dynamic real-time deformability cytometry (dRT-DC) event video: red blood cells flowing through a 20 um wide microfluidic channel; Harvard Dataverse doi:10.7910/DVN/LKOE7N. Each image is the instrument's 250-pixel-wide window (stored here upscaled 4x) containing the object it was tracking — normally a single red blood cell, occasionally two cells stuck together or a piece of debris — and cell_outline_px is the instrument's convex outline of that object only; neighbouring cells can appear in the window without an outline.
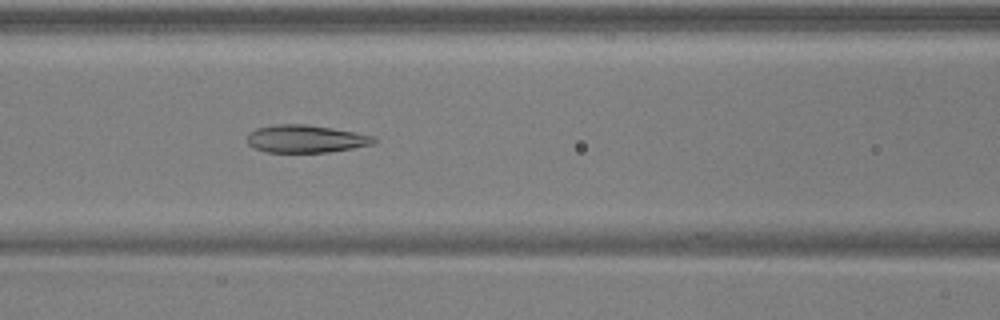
{"species": "common noctule bat (a hibernating species)", "species_latin": "Nyctalus noctula", "temperature_condition": "warm", "stored_images_in_passage": 30, "camera_frame_rate_fps": 3000, "um_per_image_px": 0.085, "animal": {"sex": "male", "body_mass_g": 17.9, "forearm_length_mm": 54.2}, "frame": {"image": 1, "passage_image": 15, "time_ms": 4.667, "image_size_px": [1000, 320], "cell_outline_px": [[376, 140], [372, 144], [352, 148], [328, 152], [268, 152], [256, 148], [248, 144], [248, 136], [256, 128], [276, 124], [304, 124], [332, 128], [376, 136]], "centroid_in_image_um": [26.01, 11.8], "position_along_channel_um": 140.6, "area_um2": 20.17}}
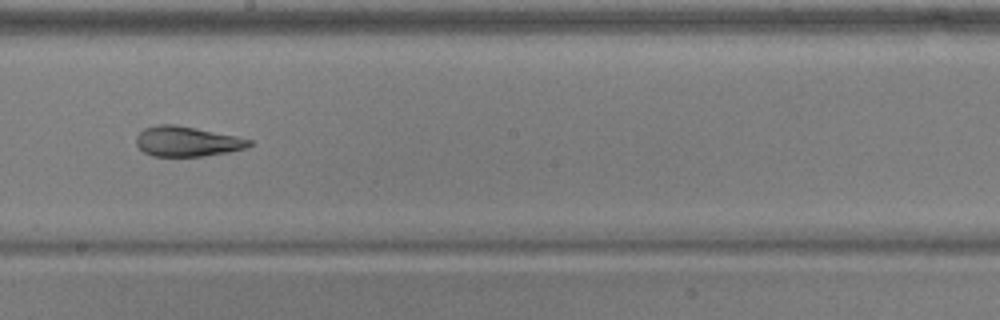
{"frame": {"image": 2, "passage_image": 22, "time_ms": 7.0, "image_size_px": [1000, 320], "cell_outline_px": [[252, 144], [244, 148], [228, 152], [204, 156], [152, 156], [144, 152], [136, 144], [136, 136], [144, 128], [156, 124], [176, 124], [236, 136], [252, 140]], "centroid_in_image_um": [15.87, 12.01], "position_along_channel_um": 232.3, "area_um2": 19.77}}
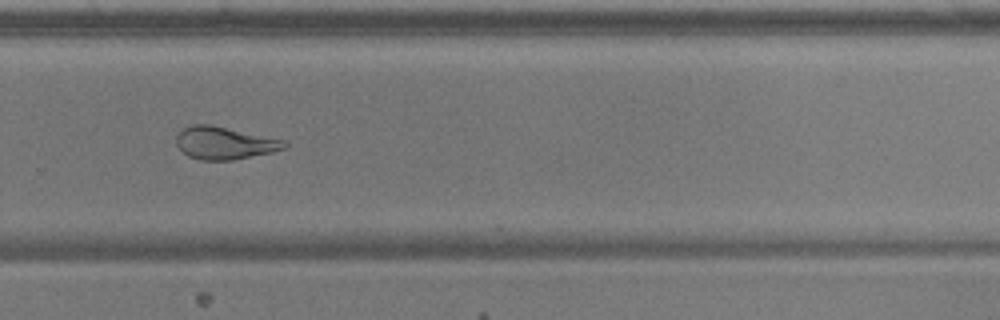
{"frame": {"image": 3, "passage_image": 28, "time_ms": 9.0, "image_size_px": [1000, 320], "cell_outline_px": [[288, 148], [272, 152], [232, 160], [200, 160], [188, 156], [176, 144], [176, 136], [184, 128], [192, 124], [212, 124], [284, 140], [288, 144]], "centroid_in_image_um": [19.1, 12.15], "position_along_channel_um": 310.7, "area_um2": 20.52}}